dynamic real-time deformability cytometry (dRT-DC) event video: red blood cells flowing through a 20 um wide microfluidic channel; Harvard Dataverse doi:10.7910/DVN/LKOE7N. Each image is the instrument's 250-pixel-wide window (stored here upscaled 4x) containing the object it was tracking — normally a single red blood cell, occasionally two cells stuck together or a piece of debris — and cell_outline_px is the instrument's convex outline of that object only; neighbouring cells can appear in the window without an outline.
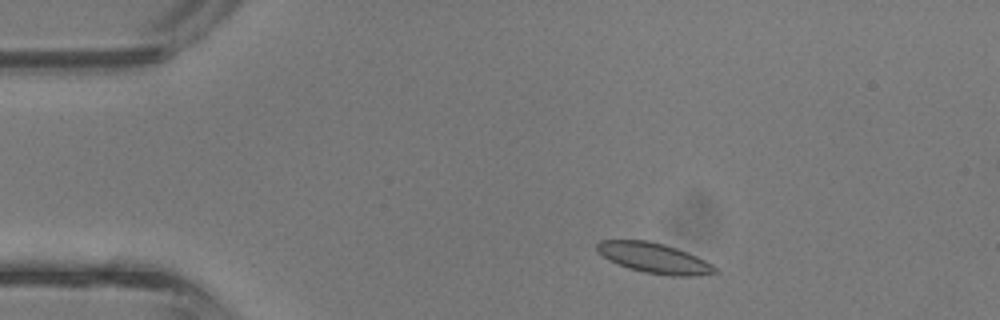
{"species": "common noctule bat (a hibernating species)", "species_latin": "Nyctalus noctula", "temperature_condition": "room temperature", "stored_images_in_passage": 40, "segment_of_instrument_passage": [1, 2], "camera_frame_rate_fps": 3000, "um_per_image_px": 0.085, "animal": {"sex": "male", "body_mass_g": 13.3}, "frame": {"image": 1, "passage_image": 4, "time_ms": 1.0, "image_size_px": [1000, 320], "cell_outline_px": [[720, 272], [696, 276], [672, 276], [644, 272], [628, 268], [608, 260], [596, 248], [596, 244], [600, 240], [648, 240], [664, 244], [688, 252], [712, 264]], "centroid_in_image_um": [55.62, 21.93], "position_along_channel_um": 29.4, "area_um2": 20.75}}
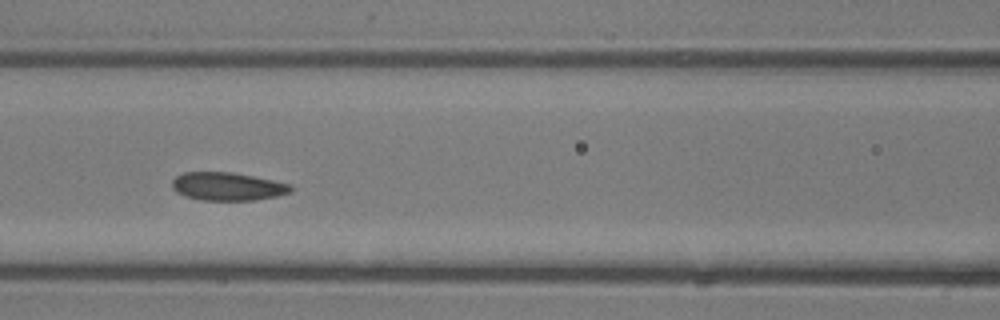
{"frame": {"image": 2, "passage_image": 15, "time_ms": 4.667, "image_size_px": [1000, 320], "cell_outline_px": [[292, 192], [276, 196], [256, 200], [200, 200], [184, 196], [176, 192], [172, 188], [172, 180], [176, 176], [184, 172], [232, 172], [292, 184]], "centroid_in_image_um": [19.33, 15.85], "position_along_channel_um": 147.3, "area_um2": 19.54}}
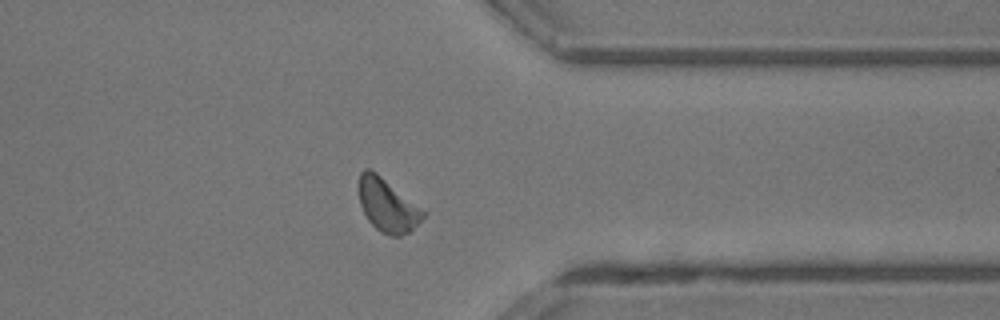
{"frame": {"image": 3, "passage_image": 30, "time_ms": 9.667, "image_size_px": [1000, 320], "cell_outline_px": [[428, 212], [408, 232], [400, 236], [392, 236], [380, 232], [368, 220], [360, 204], [360, 172], [364, 168], [368, 168], [376, 172]], "centroid_in_image_um": [32.95, 17.44], "position_along_channel_um": 378.5, "area_um2": 19.65}}